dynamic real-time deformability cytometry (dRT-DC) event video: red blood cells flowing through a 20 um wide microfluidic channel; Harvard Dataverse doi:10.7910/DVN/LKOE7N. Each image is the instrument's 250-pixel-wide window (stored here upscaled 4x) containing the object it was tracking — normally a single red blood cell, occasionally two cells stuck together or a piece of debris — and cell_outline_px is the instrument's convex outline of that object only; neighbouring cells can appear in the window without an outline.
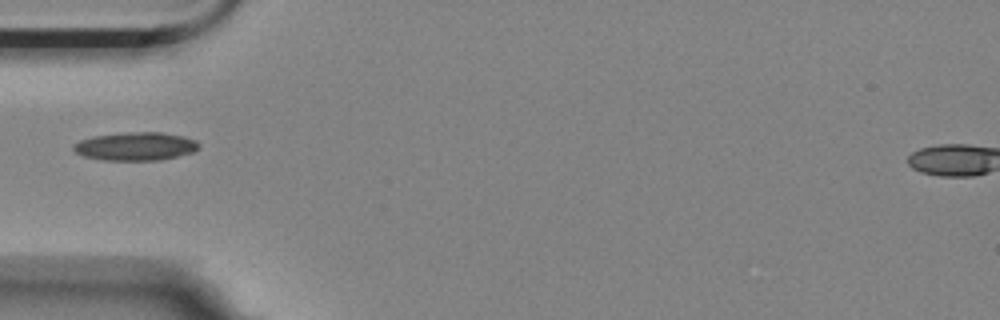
{"species": "Egyptian fruit bat (a non-hibernating species)", "species_latin": "Rousettus aegyptiacus", "temperature_condition": "room temperature", "stored_images_in_passage": 5, "camera_frame_rate_fps": 3000, "um_per_image_px": 0.085, "animal": {"sex": "female"}, "frame": {"image": 1, "passage_image": 5, "time_ms": 1.333, "image_size_px": [1000, 320], "cell_outline_px": [[200, 148], [192, 152], [160, 160], [104, 160], [84, 156], [76, 152], [72, 148], [72, 144], [80, 140], [92, 136], [128, 132], [160, 132], [184, 136], [196, 140], [200, 144]], "centroid_in_image_um": [11.52, 12.43], "position_along_channel_um": 73.5, "area_um2": 20.69}}